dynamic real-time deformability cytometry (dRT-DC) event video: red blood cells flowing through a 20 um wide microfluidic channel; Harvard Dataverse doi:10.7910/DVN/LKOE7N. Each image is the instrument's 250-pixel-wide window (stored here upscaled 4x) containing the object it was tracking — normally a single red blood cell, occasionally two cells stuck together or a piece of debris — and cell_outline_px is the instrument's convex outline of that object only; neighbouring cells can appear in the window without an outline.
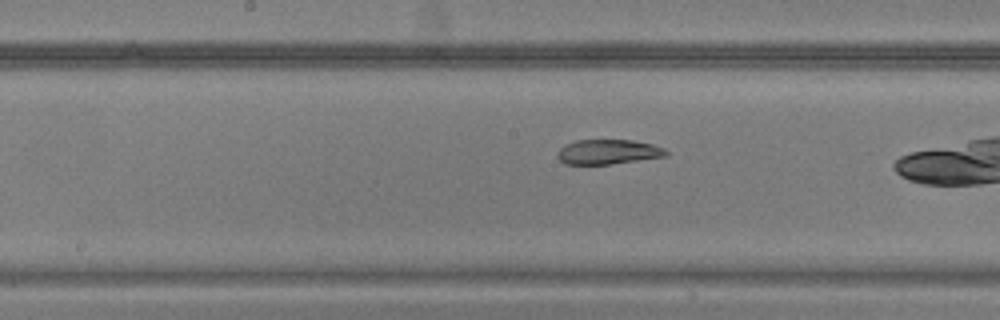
{"species": "common noctule bat (a hibernating species)", "species_latin": "Nyctalus noctula", "temperature_condition": "warm", "stored_images_in_passage": 17, "camera_frame_rate_fps": 3000, "um_per_image_px": 0.085, "animal": {"sex": "male", "body_mass_g": 20.5, "forearm_length_mm": 52.5}, "frame": {"image": 1, "passage_image": 15, "time_ms": 4.667, "image_size_px": [1000, 320], "cell_outline_px": [[668, 156], [608, 164], [564, 164], [556, 156], [556, 152], [564, 144], [576, 140], [632, 140], [652, 144], [664, 148], [668, 152]], "centroid_in_image_um": [51.65, 12.9], "position_along_channel_um": 196.5, "area_um2": 15.72}}